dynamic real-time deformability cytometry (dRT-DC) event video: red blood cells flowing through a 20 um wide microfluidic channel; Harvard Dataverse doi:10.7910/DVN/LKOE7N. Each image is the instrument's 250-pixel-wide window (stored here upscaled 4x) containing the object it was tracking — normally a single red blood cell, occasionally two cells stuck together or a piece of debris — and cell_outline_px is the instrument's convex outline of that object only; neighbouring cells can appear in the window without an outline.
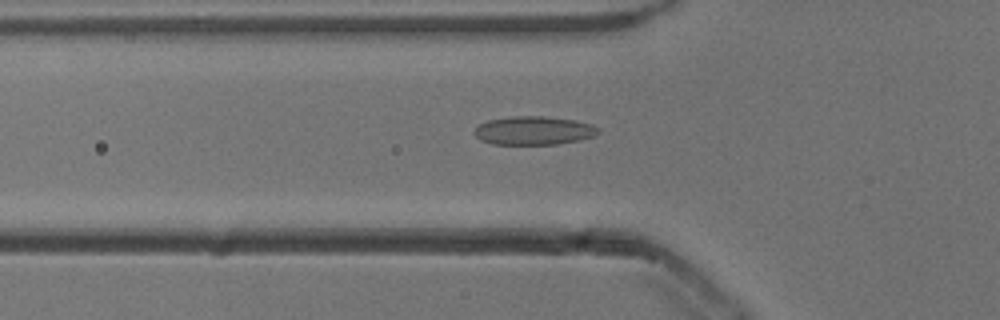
{"species": "common noctule bat (a hibernating species)", "species_latin": "Nyctalus noctula", "temperature_condition": "cold", "stored_images_in_passage": 48, "camera_frame_rate_fps": 3000, "um_per_image_px": 0.085, "animal": {"sex": "male", "body_mass_g": 13.3}, "frame": {"image": 1, "passage_image": 18, "time_ms": 5.667, "image_size_px": [1000, 320], "cell_outline_px": [[600, 132], [592, 136], [580, 140], [556, 144], [492, 144], [480, 140], [472, 132], [480, 124], [488, 120], [512, 116], [544, 116], [576, 120], [592, 124], [600, 128]], "centroid_in_image_um": [45.38, 11.09], "position_along_channel_um": 80.4, "area_um2": 20.69}}
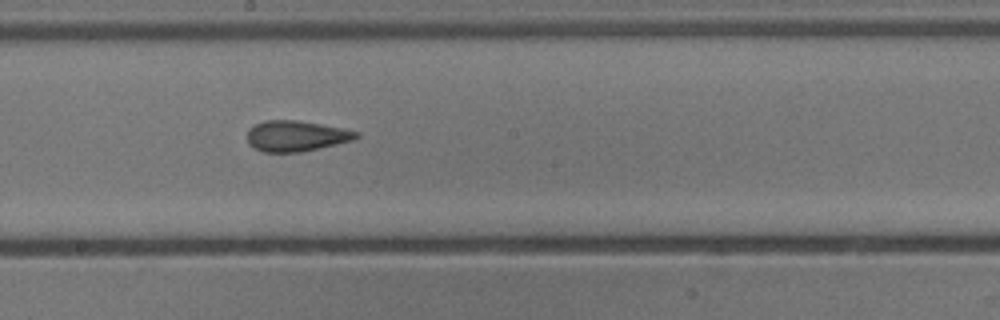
{"frame": {"image": 2, "passage_image": 29, "time_ms": 9.333, "image_size_px": [1000, 320], "cell_outline_px": [[360, 136], [356, 140], [300, 152], [264, 152], [248, 144], [248, 128], [264, 120], [296, 120], [344, 128], [360, 132]], "centroid_in_image_um": [25.21, 11.55], "position_along_channel_um": 223.0, "area_um2": 19.59}}
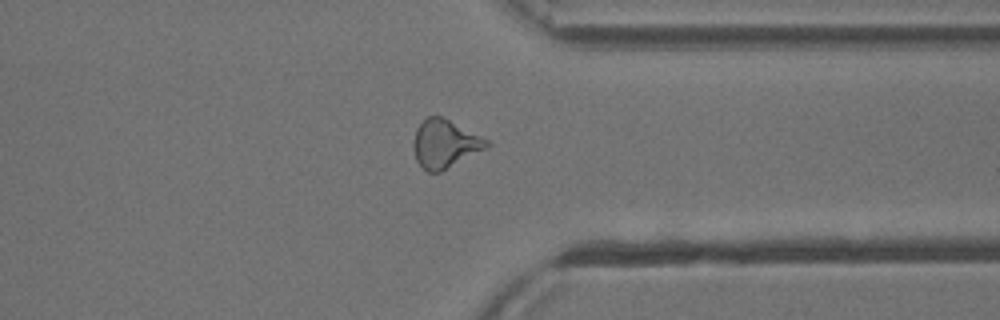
{"frame": {"image": 3, "passage_image": 41, "time_ms": 13.333, "image_size_px": [1000, 320], "cell_outline_px": [[492, 144], [488, 148], [440, 172], [428, 172], [416, 160], [412, 148], [412, 140], [416, 128], [428, 116], [440, 116], [488, 140]], "centroid_in_image_um": [37.79, 12.24], "position_along_channel_um": 373.6, "area_um2": 20.46}, "authors_computed_cell_mechanics": {"area_um2": 20.0855, "velocity_mm_per_s": 3.8555, "shape_relaxation_time_tau1_ms": null, "shape_relaxation_time_tau2_ms": 1.7459, "deformation_change_tau1": null, "deformation_change_tau2": 0.0926}}